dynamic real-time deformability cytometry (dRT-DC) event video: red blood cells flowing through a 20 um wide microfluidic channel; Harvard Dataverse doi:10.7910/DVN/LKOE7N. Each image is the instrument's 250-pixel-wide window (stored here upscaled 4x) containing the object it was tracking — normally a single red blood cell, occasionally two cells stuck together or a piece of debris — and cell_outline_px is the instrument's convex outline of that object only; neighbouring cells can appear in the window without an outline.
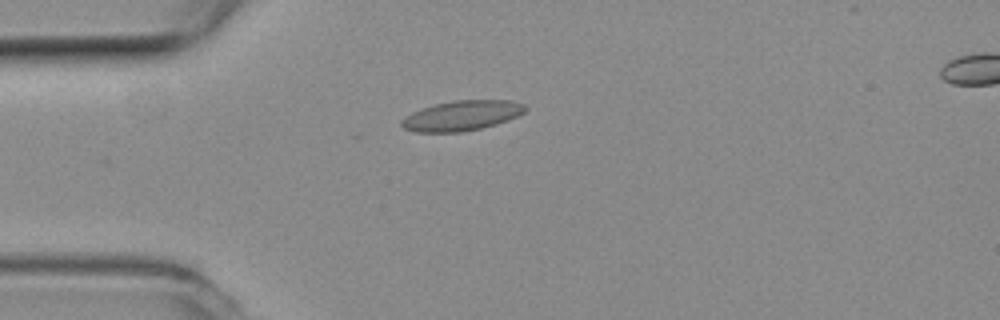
{"species": "common noctule bat (a hibernating species)", "species_latin": "Nyctalus noctula", "temperature_condition": "room temperature", "stored_images_in_passage": 40, "camera_frame_rate_fps": 3000, "um_per_image_px": 0.085, "animal": {"sex": "female", "body_mass_g": 19.3, "forearm_length_mm": 54.1}, "frame": {"image": 1, "passage_image": 2, "time_ms": 0.333, "image_size_px": [1000, 320], "cell_outline_px": [[528, 108], [524, 112], [508, 120], [496, 124], [480, 128], [460, 132], [416, 132], [404, 128], [400, 124], [400, 120], [404, 116], [412, 112], [436, 104], [452, 100], [512, 100], [524, 104]], "centroid_in_image_um": [39.25, 9.82], "position_along_channel_um": 45.8, "area_um2": 21.62}}
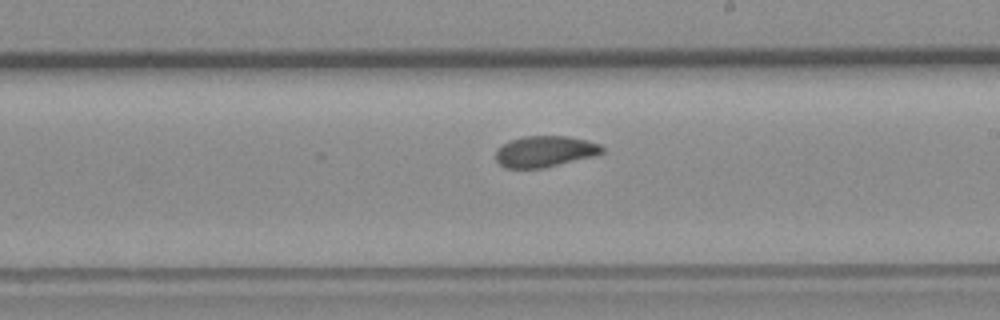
{"frame": {"image": 2, "passage_image": 19, "time_ms": 6.0, "image_size_px": [1000, 320], "cell_outline_px": [[604, 152], [592, 156], [540, 168], [504, 168], [496, 160], [496, 152], [504, 144], [512, 140], [524, 136], [568, 136], [600, 144], [604, 148]], "centroid_in_image_um": [46.31, 12.87], "position_along_channel_um": 242.7, "area_um2": 18.84}}
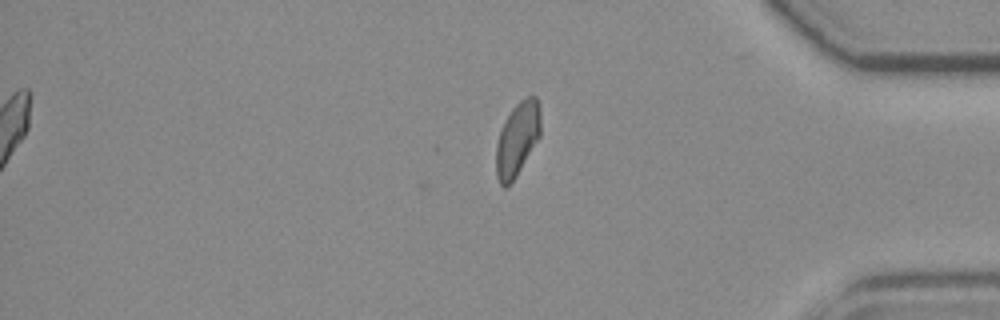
{"frame": {"image": 3, "passage_image": 33, "time_ms": 10.667, "image_size_px": [1000, 320], "cell_outline_px": [[540, 136], [516, 176], [504, 188], [500, 184], [496, 176], [496, 144], [504, 120], [512, 108], [520, 100], [528, 96], [536, 96], [540, 108]], "centroid_in_image_um": [43.97, 11.79], "position_along_channel_um": 391.2, "area_um2": 19.02}}